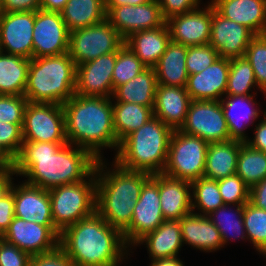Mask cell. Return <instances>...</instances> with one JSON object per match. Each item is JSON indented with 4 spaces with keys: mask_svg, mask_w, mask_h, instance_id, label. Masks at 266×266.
Instances as JSON below:
<instances>
[{
    "mask_svg": "<svg viewBox=\"0 0 266 266\" xmlns=\"http://www.w3.org/2000/svg\"><path fill=\"white\" fill-rule=\"evenodd\" d=\"M97 159L86 149L69 143L24 141L14 158L16 176L24 182L50 190L86 180Z\"/></svg>",
    "mask_w": 266,
    "mask_h": 266,
    "instance_id": "6da1fadb",
    "label": "cell"
},
{
    "mask_svg": "<svg viewBox=\"0 0 266 266\" xmlns=\"http://www.w3.org/2000/svg\"><path fill=\"white\" fill-rule=\"evenodd\" d=\"M59 246L76 266H119L130 255L123 233L97 212L66 227Z\"/></svg>",
    "mask_w": 266,
    "mask_h": 266,
    "instance_id": "7a4b0ae2",
    "label": "cell"
},
{
    "mask_svg": "<svg viewBox=\"0 0 266 266\" xmlns=\"http://www.w3.org/2000/svg\"><path fill=\"white\" fill-rule=\"evenodd\" d=\"M111 97L75 94L62 107L67 142L88 150L97 160L104 159L101 150L117 153L119 142L113 124Z\"/></svg>",
    "mask_w": 266,
    "mask_h": 266,
    "instance_id": "3957f363",
    "label": "cell"
},
{
    "mask_svg": "<svg viewBox=\"0 0 266 266\" xmlns=\"http://www.w3.org/2000/svg\"><path fill=\"white\" fill-rule=\"evenodd\" d=\"M103 160L97 161L94 170L96 212L112 227L123 232L130 225L142 186L151 174L124 169L115 161L112 167L107 168Z\"/></svg>",
    "mask_w": 266,
    "mask_h": 266,
    "instance_id": "277c9868",
    "label": "cell"
},
{
    "mask_svg": "<svg viewBox=\"0 0 266 266\" xmlns=\"http://www.w3.org/2000/svg\"><path fill=\"white\" fill-rule=\"evenodd\" d=\"M173 130L153 116L119 144L115 162L131 171L163 173Z\"/></svg>",
    "mask_w": 266,
    "mask_h": 266,
    "instance_id": "5b68a950",
    "label": "cell"
},
{
    "mask_svg": "<svg viewBox=\"0 0 266 266\" xmlns=\"http://www.w3.org/2000/svg\"><path fill=\"white\" fill-rule=\"evenodd\" d=\"M76 65L69 53L30 59L24 96L28 102L63 105L75 95Z\"/></svg>",
    "mask_w": 266,
    "mask_h": 266,
    "instance_id": "8992f818",
    "label": "cell"
},
{
    "mask_svg": "<svg viewBox=\"0 0 266 266\" xmlns=\"http://www.w3.org/2000/svg\"><path fill=\"white\" fill-rule=\"evenodd\" d=\"M48 192L51 199L53 223L60 233L66 227L96 212L95 171L86 180L57 186Z\"/></svg>",
    "mask_w": 266,
    "mask_h": 266,
    "instance_id": "52a82bcc",
    "label": "cell"
},
{
    "mask_svg": "<svg viewBox=\"0 0 266 266\" xmlns=\"http://www.w3.org/2000/svg\"><path fill=\"white\" fill-rule=\"evenodd\" d=\"M208 146L197 136L173 130L163 173L188 182L203 177Z\"/></svg>",
    "mask_w": 266,
    "mask_h": 266,
    "instance_id": "ba28073f",
    "label": "cell"
},
{
    "mask_svg": "<svg viewBox=\"0 0 266 266\" xmlns=\"http://www.w3.org/2000/svg\"><path fill=\"white\" fill-rule=\"evenodd\" d=\"M124 42L119 32L105 19L86 28L71 31L68 53L77 66L118 51Z\"/></svg>",
    "mask_w": 266,
    "mask_h": 266,
    "instance_id": "9c48e42d",
    "label": "cell"
},
{
    "mask_svg": "<svg viewBox=\"0 0 266 266\" xmlns=\"http://www.w3.org/2000/svg\"><path fill=\"white\" fill-rule=\"evenodd\" d=\"M23 141L68 143L62 105L28 102L22 126Z\"/></svg>",
    "mask_w": 266,
    "mask_h": 266,
    "instance_id": "30bf717a",
    "label": "cell"
},
{
    "mask_svg": "<svg viewBox=\"0 0 266 266\" xmlns=\"http://www.w3.org/2000/svg\"><path fill=\"white\" fill-rule=\"evenodd\" d=\"M164 221L160 207L158 173L151 175L142 186L130 225L122 232L126 244L130 248L135 247L141 238L157 229Z\"/></svg>",
    "mask_w": 266,
    "mask_h": 266,
    "instance_id": "8fae6325",
    "label": "cell"
},
{
    "mask_svg": "<svg viewBox=\"0 0 266 266\" xmlns=\"http://www.w3.org/2000/svg\"><path fill=\"white\" fill-rule=\"evenodd\" d=\"M180 131L209 143L230 140L229 129L220 101L191 100Z\"/></svg>",
    "mask_w": 266,
    "mask_h": 266,
    "instance_id": "7c38bea8",
    "label": "cell"
},
{
    "mask_svg": "<svg viewBox=\"0 0 266 266\" xmlns=\"http://www.w3.org/2000/svg\"><path fill=\"white\" fill-rule=\"evenodd\" d=\"M33 58L68 53L70 31L60 12L37 10L33 29Z\"/></svg>",
    "mask_w": 266,
    "mask_h": 266,
    "instance_id": "4fadbf2b",
    "label": "cell"
},
{
    "mask_svg": "<svg viewBox=\"0 0 266 266\" xmlns=\"http://www.w3.org/2000/svg\"><path fill=\"white\" fill-rule=\"evenodd\" d=\"M106 19L125 40L131 34L163 26V18L158 0L141 5L106 6Z\"/></svg>",
    "mask_w": 266,
    "mask_h": 266,
    "instance_id": "5bb4252c",
    "label": "cell"
},
{
    "mask_svg": "<svg viewBox=\"0 0 266 266\" xmlns=\"http://www.w3.org/2000/svg\"><path fill=\"white\" fill-rule=\"evenodd\" d=\"M59 237L54 225H40L16 216L2 235L3 240L30 256L53 251L59 246Z\"/></svg>",
    "mask_w": 266,
    "mask_h": 266,
    "instance_id": "9a60e30c",
    "label": "cell"
},
{
    "mask_svg": "<svg viewBox=\"0 0 266 266\" xmlns=\"http://www.w3.org/2000/svg\"><path fill=\"white\" fill-rule=\"evenodd\" d=\"M35 12H2L0 14V51L33 58Z\"/></svg>",
    "mask_w": 266,
    "mask_h": 266,
    "instance_id": "2e32d148",
    "label": "cell"
},
{
    "mask_svg": "<svg viewBox=\"0 0 266 266\" xmlns=\"http://www.w3.org/2000/svg\"><path fill=\"white\" fill-rule=\"evenodd\" d=\"M117 51L76 66L75 94L92 97H112V75Z\"/></svg>",
    "mask_w": 266,
    "mask_h": 266,
    "instance_id": "e0dca14e",
    "label": "cell"
},
{
    "mask_svg": "<svg viewBox=\"0 0 266 266\" xmlns=\"http://www.w3.org/2000/svg\"><path fill=\"white\" fill-rule=\"evenodd\" d=\"M213 5L178 14L166 20L171 41L183 46L206 45L210 42Z\"/></svg>",
    "mask_w": 266,
    "mask_h": 266,
    "instance_id": "ac0fdd59",
    "label": "cell"
},
{
    "mask_svg": "<svg viewBox=\"0 0 266 266\" xmlns=\"http://www.w3.org/2000/svg\"><path fill=\"white\" fill-rule=\"evenodd\" d=\"M254 36L249 28L224 18L213 7L209 44L218 52L219 57L229 60L244 57Z\"/></svg>",
    "mask_w": 266,
    "mask_h": 266,
    "instance_id": "d6986e66",
    "label": "cell"
},
{
    "mask_svg": "<svg viewBox=\"0 0 266 266\" xmlns=\"http://www.w3.org/2000/svg\"><path fill=\"white\" fill-rule=\"evenodd\" d=\"M14 215L40 225H54L48 190L24 181L12 185Z\"/></svg>",
    "mask_w": 266,
    "mask_h": 266,
    "instance_id": "ffe728a7",
    "label": "cell"
},
{
    "mask_svg": "<svg viewBox=\"0 0 266 266\" xmlns=\"http://www.w3.org/2000/svg\"><path fill=\"white\" fill-rule=\"evenodd\" d=\"M230 60L219 57L200 73L188 76L186 91L192 100L220 101L227 89Z\"/></svg>",
    "mask_w": 266,
    "mask_h": 266,
    "instance_id": "44dd1931",
    "label": "cell"
},
{
    "mask_svg": "<svg viewBox=\"0 0 266 266\" xmlns=\"http://www.w3.org/2000/svg\"><path fill=\"white\" fill-rule=\"evenodd\" d=\"M254 96L225 95V98L220 100L229 129L230 140L246 143L250 139L245 134V130L254 124V121H257L262 113L261 108L257 107L259 104L254 100Z\"/></svg>",
    "mask_w": 266,
    "mask_h": 266,
    "instance_id": "7402d4cb",
    "label": "cell"
},
{
    "mask_svg": "<svg viewBox=\"0 0 266 266\" xmlns=\"http://www.w3.org/2000/svg\"><path fill=\"white\" fill-rule=\"evenodd\" d=\"M191 100L185 87L158 85L153 115L172 130H180L185 123Z\"/></svg>",
    "mask_w": 266,
    "mask_h": 266,
    "instance_id": "603a6c76",
    "label": "cell"
},
{
    "mask_svg": "<svg viewBox=\"0 0 266 266\" xmlns=\"http://www.w3.org/2000/svg\"><path fill=\"white\" fill-rule=\"evenodd\" d=\"M224 18L249 28L255 35L266 34V0H211Z\"/></svg>",
    "mask_w": 266,
    "mask_h": 266,
    "instance_id": "cb8c5ba5",
    "label": "cell"
},
{
    "mask_svg": "<svg viewBox=\"0 0 266 266\" xmlns=\"http://www.w3.org/2000/svg\"><path fill=\"white\" fill-rule=\"evenodd\" d=\"M159 196L165 220H180L192 212L191 182L159 173Z\"/></svg>",
    "mask_w": 266,
    "mask_h": 266,
    "instance_id": "d4e9b609",
    "label": "cell"
},
{
    "mask_svg": "<svg viewBox=\"0 0 266 266\" xmlns=\"http://www.w3.org/2000/svg\"><path fill=\"white\" fill-rule=\"evenodd\" d=\"M183 244L203 252H213L224 247L219 230L212 221L197 212L180 219Z\"/></svg>",
    "mask_w": 266,
    "mask_h": 266,
    "instance_id": "484cf974",
    "label": "cell"
},
{
    "mask_svg": "<svg viewBox=\"0 0 266 266\" xmlns=\"http://www.w3.org/2000/svg\"><path fill=\"white\" fill-rule=\"evenodd\" d=\"M171 41L167 23L155 29L131 34L125 39L127 45L147 67H154Z\"/></svg>",
    "mask_w": 266,
    "mask_h": 266,
    "instance_id": "4316f807",
    "label": "cell"
},
{
    "mask_svg": "<svg viewBox=\"0 0 266 266\" xmlns=\"http://www.w3.org/2000/svg\"><path fill=\"white\" fill-rule=\"evenodd\" d=\"M141 244L148 248L149 257L152 259L150 261L177 257L184 246L180 220H165L157 229L141 238L136 246Z\"/></svg>",
    "mask_w": 266,
    "mask_h": 266,
    "instance_id": "83f0119b",
    "label": "cell"
},
{
    "mask_svg": "<svg viewBox=\"0 0 266 266\" xmlns=\"http://www.w3.org/2000/svg\"><path fill=\"white\" fill-rule=\"evenodd\" d=\"M187 46L170 41L165 52L153 67L158 85L186 87L188 73L186 70Z\"/></svg>",
    "mask_w": 266,
    "mask_h": 266,
    "instance_id": "f1b7e54d",
    "label": "cell"
},
{
    "mask_svg": "<svg viewBox=\"0 0 266 266\" xmlns=\"http://www.w3.org/2000/svg\"><path fill=\"white\" fill-rule=\"evenodd\" d=\"M242 144L235 140L209 143L204 177L219 180L236 174L237 158Z\"/></svg>",
    "mask_w": 266,
    "mask_h": 266,
    "instance_id": "f546056e",
    "label": "cell"
},
{
    "mask_svg": "<svg viewBox=\"0 0 266 266\" xmlns=\"http://www.w3.org/2000/svg\"><path fill=\"white\" fill-rule=\"evenodd\" d=\"M157 86L154 68L147 67L130 81L118 86L111 98L113 101L116 100L114 102H129L153 107Z\"/></svg>",
    "mask_w": 266,
    "mask_h": 266,
    "instance_id": "4dcf8cb0",
    "label": "cell"
},
{
    "mask_svg": "<svg viewBox=\"0 0 266 266\" xmlns=\"http://www.w3.org/2000/svg\"><path fill=\"white\" fill-rule=\"evenodd\" d=\"M60 14L70 32L86 28L106 19V0H68Z\"/></svg>",
    "mask_w": 266,
    "mask_h": 266,
    "instance_id": "1f68e13d",
    "label": "cell"
},
{
    "mask_svg": "<svg viewBox=\"0 0 266 266\" xmlns=\"http://www.w3.org/2000/svg\"><path fill=\"white\" fill-rule=\"evenodd\" d=\"M30 59L0 51V95H24Z\"/></svg>",
    "mask_w": 266,
    "mask_h": 266,
    "instance_id": "d6a6232c",
    "label": "cell"
},
{
    "mask_svg": "<svg viewBox=\"0 0 266 266\" xmlns=\"http://www.w3.org/2000/svg\"><path fill=\"white\" fill-rule=\"evenodd\" d=\"M112 109L116 139L119 143L154 116L153 107L129 102H113Z\"/></svg>",
    "mask_w": 266,
    "mask_h": 266,
    "instance_id": "836d02e7",
    "label": "cell"
},
{
    "mask_svg": "<svg viewBox=\"0 0 266 266\" xmlns=\"http://www.w3.org/2000/svg\"><path fill=\"white\" fill-rule=\"evenodd\" d=\"M243 211L244 205H233V207L232 205H223L207 215L219 230L224 246L233 238L234 240H248L243 222Z\"/></svg>",
    "mask_w": 266,
    "mask_h": 266,
    "instance_id": "e575fe53",
    "label": "cell"
},
{
    "mask_svg": "<svg viewBox=\"0 0 266 266\" xmlns=\"http://www.w3.org/2000/svg\"><path fill=\"white\" fill-rule=\"evenodd\" d=\"M236 174L251 189L266 178V153L243 143L237 158Z\"/></svg>",
    "mask_w": 266,
    "mask_h": 266,
    "instance_id": "d590c367",
    "label": "cell"
},
{
    "mask_svg": "<svg viewBox=\"0 0 266 266\" xmlns=\"http://www.w3.org/2000/svg\"><path fill=\"white\" fill-rule=\"evenodd\" d=\"M192 186V212L207 216L219 207L225 205L220 195L217 180L200 177L191 182ZM194 199V200H193Z\"/></svg>",
    "mask_w": 266,
    "mask_h": 266,
    "instance_id": "8d00e7d4",
    "label": "cell"
},
{
    "mask_svg": "<svg viewBox=\"0 0 266 266\" xmlns=\"http://www.w3.org/2000/svg\"><path fill=\"white\" fill-rule=\"evenodd\" d=\"M257 83L251 64L245 57L230 59L229 76L225 95H257L252 88Z\"/></svg>",
    "mask_w": 266,
    "mask_h": 266,
    "instance_id": "74e56055",
    "label": "cell"
},
{
    "mask_svg": "<svg viewBox=\"0 0 266 266\" xmlns=\"http://www.w3.org/2000/svg\"><path fill=\"white\" fill-rule=\"evenodd\" d=\"M243 222L248 241L259 254L266 255V210L247 202L244 205Z\"/></svg>",
    "mask_w": 266,
    "mask_h": 266,
    "instance_id": "f35d334b",
    "label": "cell"
},
{
    "mask_svg": "<svg viewBox=\"0 0 266 266\" xmlns=\"http://www.w3.org/2000/svg\"><path fill=\"white\" fill-rule=\"evenodd\" d=\"M146 68L147 66L124 44L117 51V59L112 75L113 92L118 86L130 81Z\"/></svg>",
    "mask_w": 266,
    "mask_h": 266,
    "instance_id": "ab89813d",
    "label": "cell"
},
{
    "mask_svg": "<svg viewBox=\"0 0 266 266\" xmlns=\"http://www.w3.org/2000/svg\"><path fill=\"white\" fill-rule=\"evenodd\" d=\"M244 57L253 68L259 91L266 97V34L255 35L250 40Z\"/></svg>",
    "mask_w": 266,
    "mask_h": 266,
    "instance_id": "60d3db41",
    "label": "cell"
},
{
    "mask_svg": "<svg viewBox=\"0 0 266 266\" xmlns=\"http://www.w3.org/2000/svg\"><path fill=\"white\" fill-rule=\"evenodd\" d=\"M217 183L225 205H245L249 202L250 188L237 174L219 179Z\"/></svg>",
    "mask_w": 266,
    "mask_h": 266,
    "instance_id": "b9f144b4",
    "label": "cell"
},
{
    "mask_svg": "<svg viewBox=\"0 0 266 266\" xmlns=\"http://www.w3.org/2000/svg\"><path fill=\"white\" fill-rule=\"evenodd\" d=\"M218 58V52L210 44L187 47L186 70L188 75L202 72Z\"/></svg>",
    "mask_w": 266,
    "mask_h": 266,
    "instance_id": "7bdbcfd3",
    "label": "cell"
},
{
    "mask_svg": "<svg viewBox=\"0 0 266 266\" xmlns=\"http://www.w3.org/2000/svg\"><path fill=\"white\" fill-rule=\"evenodd\" d=\"M27 104L24 95H0V121L23 124Z\"/></svg>",
    "mask_w": 266,
    "mask_h": 266,
    "instance_id": "ee69618b",
    "label": "cell"
},
{
    "mask_svg": "<svg viewBox=\"0 0 266 266\" xmlns=\"http://www.w3.org/2000/svg\"><path fill=\"white\" fill-rule=\"evenodd\" d=\"M23 124H12L0 121V145L14 159L21 151L23 144Z\"/></svg>",
    "mask_w": 266,
    "mask_h": 266,
    "instance_id": "f6af8a7d",
    "label": "cell"
},
{
    "mask_svg": "<svg viewBox=\"0 0 266 266\" xmlns=\"http://www.w3.org/2000/svg\"><path fill=\"white\" fill-rule=\"evenodd\" d=\"M31 256L17 246L0 240V266H29Z\"/></svg>",
    "mask_w": 266,
    "mask_h": 266,
    "instance_id": "bcb514c9",
    "label": "cell"
},
{
    "mask_svg": "<svg viewBox=\"0 0 266 266\" xmlns=\"http://www.w3.org/2000/svg\"><path fill=\"white\" fill-rule=\"evenodd\" d=\"M29 266H76L58 246L53 251L33 255L30 258Z\"/></svg>",
    "mask_w": 266,
    "mask_h": 266,
    "instance_id": "7dc6e473",
    "label": "cell"
},
{
    "mask_svg": "<svg viewBox=\"0 0 266 266\" xmlns=\"http://www.w3.org/2000/svg\"><path fill=\"white\" fill-rule=\"evenodd\" d=\"M201 0H158L162 16L165 20L170 17L188 13L200 7Z\"/></svg>",
    "mask_w": 266,
    "mask_h": 266,
    "instance_id": "c3c4849f",
    "label": "cell"
},
{
    "mask_svg": "<svg viewBox=\"0 0 266 266\" xmlns=\"http://www.w3.org/2000/svg\"><path fill=\"white\" fill-rule=\"evenodd\" d=\"M14 198L11 190L0 200V235L8 229L14 219Z\"/></svg>",
    "mask_w": 266,
    "mask_h": 266,
    "instance_id": "681fc988",
    "label": "cell"
},
{
    "mask_svg": "<svg viewBox=\"0 0 266 266\" xmlns=\"http://www.w3.org/2000/svg\"><path fill=\"white\" fill-rule=\"evenodd\" d=\"M2 12H35L41 9L40 0H1Z\"/></svg>",
    "mask_w": 266,
    "mask_h": 266,
    "instance_id": "f907efd6",
    "label": "cell"
},
{
    "mask_svg": "<svg viewBox=\"0 0 266 266\" xmlns=\"http://www.w3.org/2000/svg\"><path fill=\"white\" fill-rule=\"evenodd\" d=\"M255 127L254 138L249 139L248 144L252 149L266 153V121L262 118Z\"/></svg>",
    "mask_w": 266,
    "mask_h": 266,
    "instance_id": "816d5d0a",
    "label": "cell"
},
{
    "mask_svg": "<svg viewBox=\"0 0 266 266\" xmlns=\"http://www.w3.org/2000/svg\"><path fill=\"white\" fill-rule=\"evenodd\" d=\"M249 202L266 210V178L250 189Z\"/></svg>",
    "mask_w": 266,
    "mask_h": 266,
    "instance_id": "f5cc1de1",
    "label": "cell"
},
{
    "mask_svg": "<svg viewBox=\"0 0 266 266\" xmlns=\"http://www.w3.org/2000/svg\"><path fill=\"white\" fill-rule=\"evenodd\" d=\"M15 174L14 170H6L0 172V200L4 197L10 190L14 183L12 181Z\"/></svg>",
    "mask_w": 266,
    "mask_h": 266,
    "instance_id": "db71d44e",
    "label": "cell"
},
{
    "mask_svg": "<svg viewBox=\"0 0 266 266\" xmlns=\"http://www.w3.org/2000/svg\"><path fill=\"white\" fill-rule=\"evenodd\" d=\"M68 0H40L41 9L45 11L60 12Z\"/></svg>",
    "mask_w": 266,
    "mask_h": 266,
    "instance_id": "11a10c76",
    "label": "cell"
},
{
    "mask_svg": "<svg viewBox=\"0 0 266 266\" xmlns=\"http://www.w3.org/2000/svg\"><path fill=\"white\" fill-rule=\"evenodd\" d=\"M6 170H14V159L0 145V172Z\"/></svg>",
    "mask_w": 266,
    "mask_h": 266,
    "instance_id": "9f6ffc18",
    "label": "cell"
},
{
    "mask_svg": "<svg viewBox=\"0 0 266 266\" xmlns=\"http://www.w3.org/2000/svg\"><path fill=\"white\" fill-rule=\"evenodd\" d=\"M150 266H185V264L178 257H166L151 261Z\"/></svg>",
    "mask_w": 266,
    "mask_h": 266,
    "instance_id": "6f0895ef",
    "label": "cell"
},
{
    "mask_svg": "<svg viewBox=\"0 0 266 266\" xmlns=\"http://www.w3.org/2000/svg\"><path fill=\"white\" fill-rule=\"evenodd\" d=\"M151 0H106V6L141 5Z\"/></svg>",
    "mask_w": 266,
    "mask_h": 266,
    "instance_id": "680465c9",
    "label": "cell"
},
{
    "mask_svg": "<svg viewBox=\"0 0 266 266\" xmlns=\"http://www.w3.org/2000/svg\"><path fill=\"white\" fill-rule=\"evenodd\" d=\"M264 114V116H263V119L266 121V110L263 112Z\"/></svg>",
    "mask_w": 266,
    "mask_h": 266,
    "instance_id": "91938a15",
    "label": "cell"
},
{
    "mask_svg": "<svg viewBox=\"0 0 266 266\" xmlns=\"http://www.w3.org/2000/svg\"><path fill=\"white\" fill-rule=\"evenodd\" d=\"M2 13V4H1V0H0V14Z\"/></svg>",
    "mask_w": 266,
    "mask_h": 266,
    "instance_id": "94428289",
    "label": "cell"
}]
</instances>
